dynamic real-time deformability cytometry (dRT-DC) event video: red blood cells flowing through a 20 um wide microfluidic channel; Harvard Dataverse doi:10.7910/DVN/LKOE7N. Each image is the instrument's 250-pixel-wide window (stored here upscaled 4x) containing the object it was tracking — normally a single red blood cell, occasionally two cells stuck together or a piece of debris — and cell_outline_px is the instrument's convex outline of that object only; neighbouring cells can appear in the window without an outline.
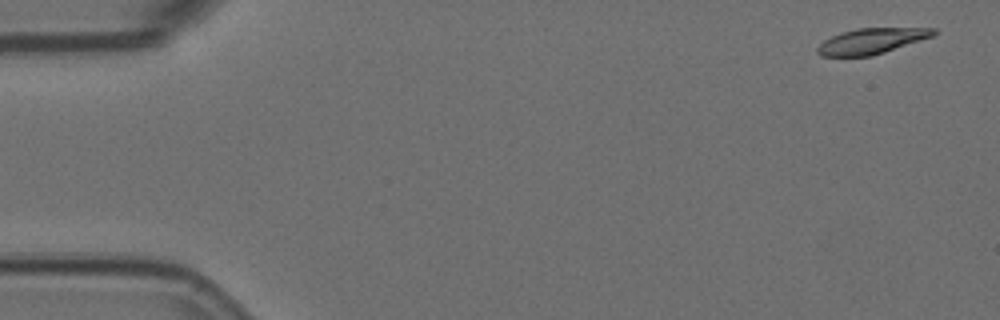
{"species": "Egyptian fruit bat (a non-hibernating species)", "species_latin": "Rousettus aegyptiacus", "temperature_condition": "room temperature", "stored_images_in_passage": 57, "camera_frame_rate_fps": 3000, "um_per_image_px": 0.085, "animal": {"sex": "female"}, "frame": {"image": 1, "passage_image": 3, "time_ms": 0.667, "image_size_px": [1000, 320], "cell_outline_px": [[936, 36], [872, 56], [820, 56], [816, 52], [816, 48], [824, 40], [832, 36], [856, 28], [936, 28]], "centroid_in_image_um": [74.12, 3.49], "position_along_channel_um": 10.9, "area_um2": 17.4}}
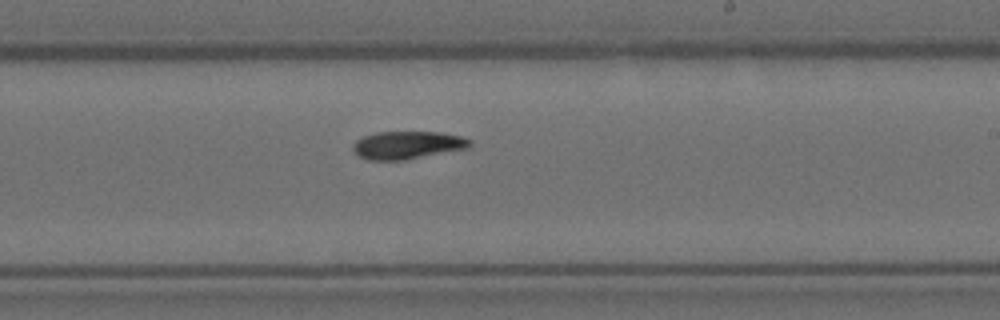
{"frame": {"image": 2, "passage_image": 34, "time_ms": 11.0, "image_size_px": [1000, 320], "cell_outline_px": [[472, 148], [404, 160], [368, 160], [360, 156], [352, 148], [352, 144], [356, 140], [364, 136], [376, 132], [440, 132], [460, 136], [472, 140]], "centroid_in_image_um": [34.68, 12.33], "position_along_channel_um": 254.3, "area_um2": 19.13}}
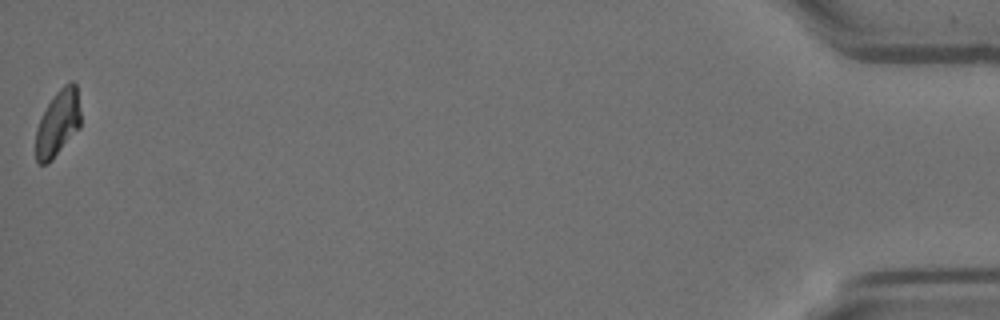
{"frame": {"image": 3, "passage_image": 57, "time_ms": 18.667, "image_size_px": [1000, 320], "cell_outline_px": [[80, 128], [52, 160], [48, 164], [40, 164], [36, 160], [36, 128], [48, 104], [56, 92], [68, 80], [72, 80], [76, 84], [80, 112]], "centroid_in_image_um": [4.93, 10.47], "position_along_channel_um": 430.3, "area_um2": 17.28}}